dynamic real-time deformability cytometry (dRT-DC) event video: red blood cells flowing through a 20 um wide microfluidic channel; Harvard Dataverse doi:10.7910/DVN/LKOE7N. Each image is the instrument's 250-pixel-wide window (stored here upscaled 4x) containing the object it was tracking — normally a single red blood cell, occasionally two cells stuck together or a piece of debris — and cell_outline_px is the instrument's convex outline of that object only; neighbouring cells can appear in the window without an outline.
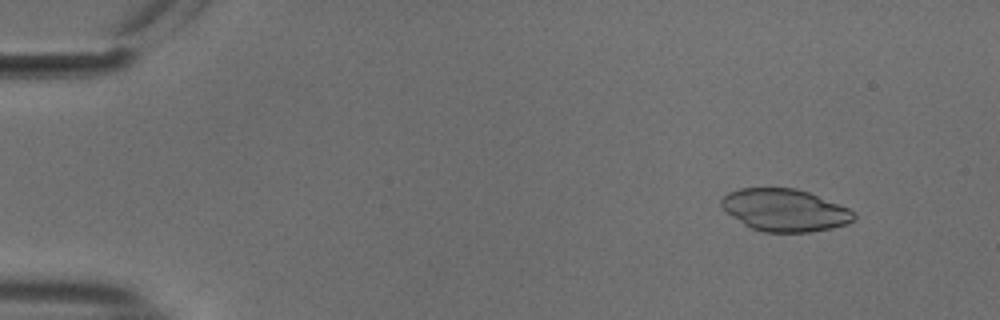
{"species": "common noctule bat (a hibernating species)", "species_latin": "Nyctalus noctula", "temperature_condition": "cold", "stored_images_in_passage": 54, "camera_frame_rate_fps": 3000, "um_per_image_px": 0.085, "animal": {"sex": "male", "body_mass_g": 18.8}, "frame": {"image": 1, "passage_image": 6, "time_ms": 1.667, "image_size_px": [1000, 320], "cell_outline_px": [[856, 216], [848, 224], [832, 228], [808, 232], [764, 232], [752, 228], [744, 224], [732, 216], [720, 204], [720, 200], [728, 192], [740, 188], [796, 188], [808, 192], [848, 208], [856, 212]], "centroid_in_image_um": [66.72, 17.86], "position_along_channel_um": 18.3, "area_um2": 32.48}}